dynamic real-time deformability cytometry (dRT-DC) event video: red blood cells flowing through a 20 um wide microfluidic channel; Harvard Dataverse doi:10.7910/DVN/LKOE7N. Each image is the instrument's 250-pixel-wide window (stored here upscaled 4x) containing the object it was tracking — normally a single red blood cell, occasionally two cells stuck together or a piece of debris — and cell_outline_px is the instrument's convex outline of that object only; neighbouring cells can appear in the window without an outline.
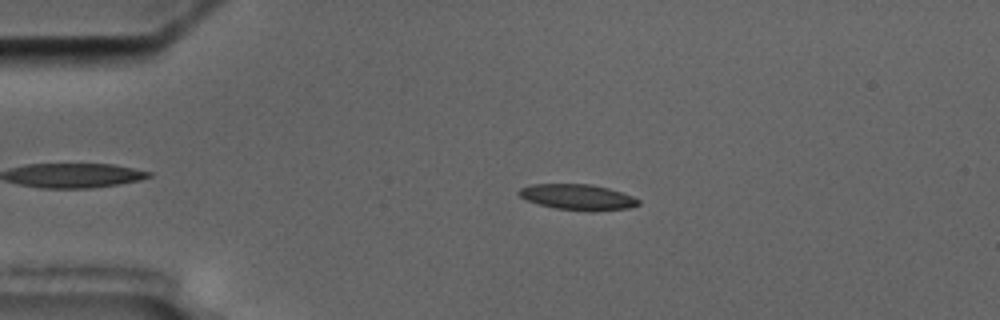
{"species": "common noctule bat (a hibernating species)", "species_latin": "Nyctalus noctula", "temperature_condition": "cold", "stored_images_in_passage": 12, "camera_frame_rate_fps": 3000, "um_per_image_px": 0.085, "animal": {"sex": "male", "body_mass_g": 17.5, "forearm_length_mm": 52.3}, "frame": {"image": 1, "passage_image": 3, "time_ms": 3.0, "image_size_px": [1000, 320], "cell_outline_px": [[640, 204], [628, 208], [556, 208], [540, 204], [528, 200], [520, 196], [516, 192], [520, 188], [532, 184], [592, 184], [608, 188], [632, 196], [640, 200]], "centroid_in_image_um": [49.04, 16.69], "position_along_channel_um": 36.0, "area_um2": 16.82}}
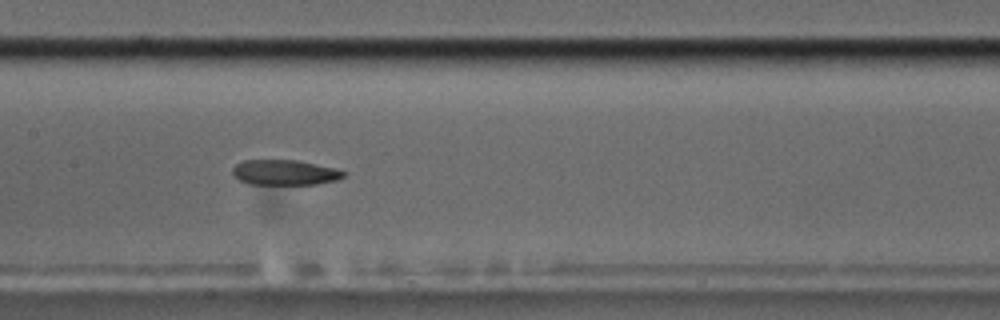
{"frame": {"image": 2, "passage_image": 7, "time_ms": 8.333, "image_size_px": [1000, 320], "cell_outline_px": [[348, 172], [344, 176], [336, 180], [316, 184], [248, 184], [240, 180], [232, 172], [232, 168], [236, 164], [244, 160], [296, 160], [336, 168]], "centroid_in_image_um": [24.22, 14.65], "position_along_channel_um": 183.2, "area_um2": 16.3}}
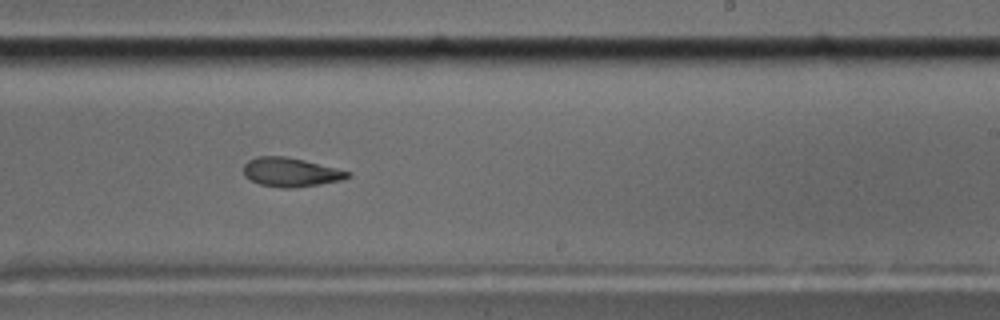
{"frame": {"image": 3, "passage_image": 9, "time_ms": 10.667, "image_size_px": [1000, 320], "cell_outline_px": [[352, 176], [340, 180], [292, 188], [284, 188], [260, 184], [244, 176], [244, 164], [248, 160], [256, 156], [284, 156], [304, 160], [352, 172]], "centroid_in_image_um": [24.7, 14.62], "position_along_channel_um": 264.3, "area_um2": 17.4}}